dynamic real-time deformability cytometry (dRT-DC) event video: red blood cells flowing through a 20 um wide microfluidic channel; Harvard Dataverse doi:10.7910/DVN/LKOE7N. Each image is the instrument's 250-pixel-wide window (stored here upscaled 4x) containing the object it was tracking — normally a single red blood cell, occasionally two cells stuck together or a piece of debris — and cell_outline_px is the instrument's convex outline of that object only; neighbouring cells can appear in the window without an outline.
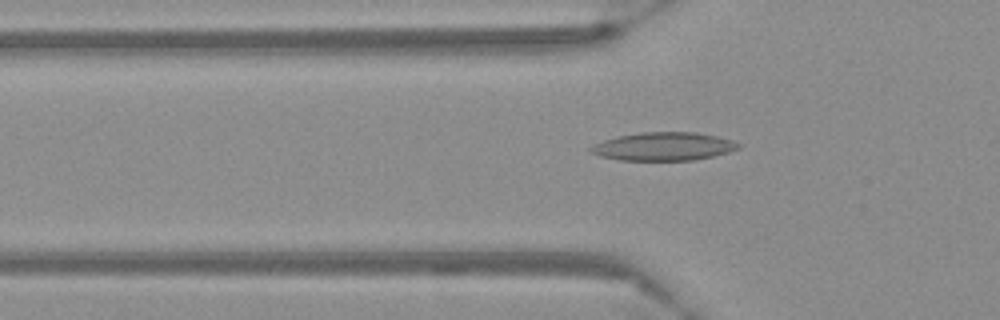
{"species": "Egyptian fruit bat (a non-hibernating species)", "species_latin": "Rousettus aegyptiacus", "temperature_condition": "warm", "stored_images_in_passage": 48, "camera_frame_rate_fps": 3000, "um_per_image_px": 0.085, "frame": {"image": 1, "passage_image": 10, "time_ms": 3.0, "image_size_px": [1000, 320], "cell_outline_px": [[740, 148], [728, 152], [712, 156], [692, 160], [620, 160], [600, 156], [588, 152], [588, 148], [604, 140], [620, 136], [640, 132], [696, 132], [716, 136], [732, 140], [740, 144]], "centroid_in_image_um": [56.39, 12.45], "position_along_channel_um": 69.4, "area_um2": 24.16}}
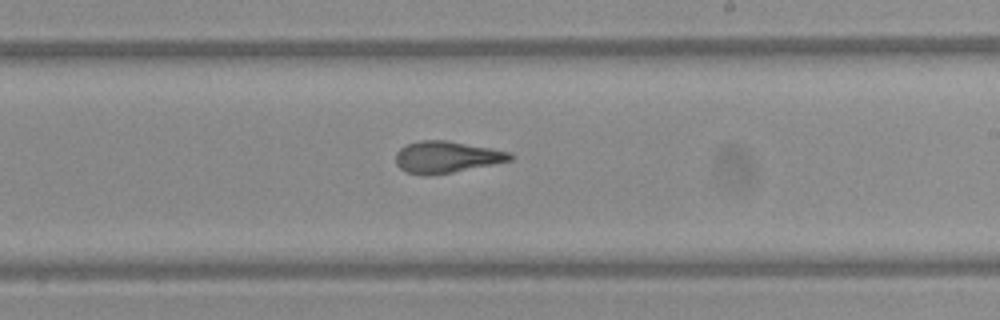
{"frame": {"image": 2, "passage_image": 25, "time_ms": 8.0, "image_size_px": [1000, 320], "cell_outline_px": [[512, 160], [452, 172], [424, 176], [408, 172], [400, 168], [396, 164], [396, 152], [400, 148], [408, 144], [420, 140], [448, 140], [512, 152]], "centroid_in_image_um": [37.94, 13.34], "position_along_channel_um": 251.1, "area_um2": 20.98}}
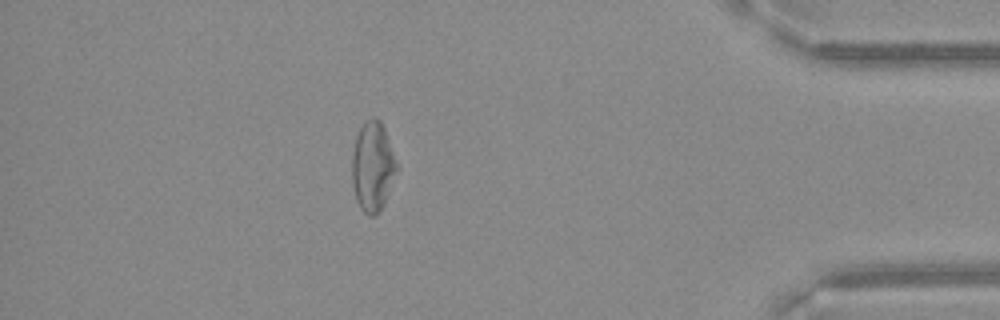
{"frame": {"image": 3, "passage_image": 41, "time_ms": 13.333, "image_size_px": [1000, 320], "cell_outline_px": [[400, 168], [384, 204], [380, 212], [372, 216], [368, 216], [360, 208], [356, 200], [352, 184], [352, 152], [356, 136], [364, 120], [372, 116], [376, 116], [380, 120], [384, 128]], "centroid_in_image_um": [31.7, 14.15], "position_along_channel_um": 403.5, "area_um2": 23.99}}